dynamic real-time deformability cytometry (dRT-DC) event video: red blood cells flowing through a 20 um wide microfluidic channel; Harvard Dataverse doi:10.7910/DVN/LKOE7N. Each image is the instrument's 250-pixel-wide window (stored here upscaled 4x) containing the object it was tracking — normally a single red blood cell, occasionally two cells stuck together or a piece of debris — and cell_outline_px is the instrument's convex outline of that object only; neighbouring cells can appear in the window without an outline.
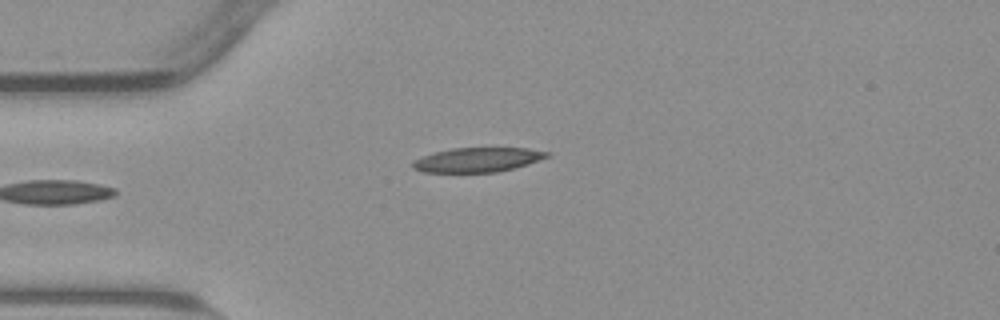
{"species": "common noctule bat (a hibernating species)", "species_latin": "Nyctalus noctula", "temperature_condition": "warm", "stored_images_in_passage": 41, "camera_frame_rate_fps": 3000, "um_per_image_px": 0.085, "animal": {"sex": "male", "body_mass_g": 23.1, "forearm_length_mm": 52.7}, "frame": {"image": 1, "passage_image": 1, "time_ms": 0.0, "image_size_px": [1000, 320], "cell_outline_px": [[552, 156], [516, 168], [496, 172], [424, 172], [412, 168], [412, 164], [416, 160], [424, 156], [436, 152], [452, 148], [528, 148], [552, 152]], "centroid_in_image_um": [40.69, 13.58], "position_along_channel_um": 44.3, "area_um2": 19.13}}
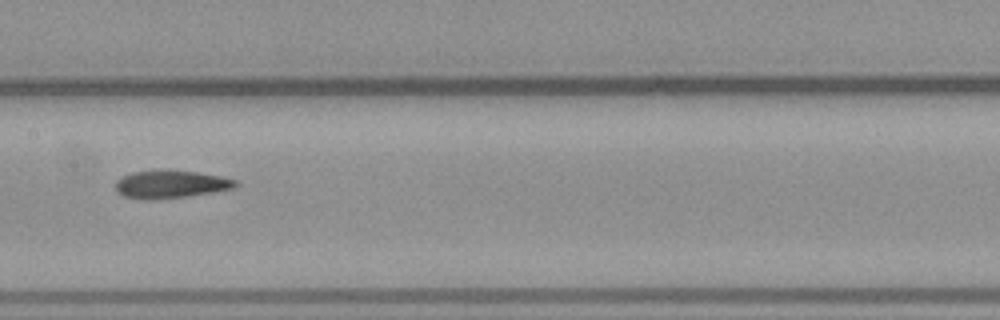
{"frame": {"image": 2, "passage_image": 14, "time_ms": 4.333, "image_size_px": [1000, 320], "cell_outline_px": [[240, 184], [236, 188], [212, 192], [184, 196], [148, 200], [124, 196], [116, 188], [116, 180], [132, 172], [196, 172], [220, 176], [236, 180]], "centroid_in_image_um": [14.57, 15.69], "position_along_channel_um": 192.8, "area_um2": 18.61}}
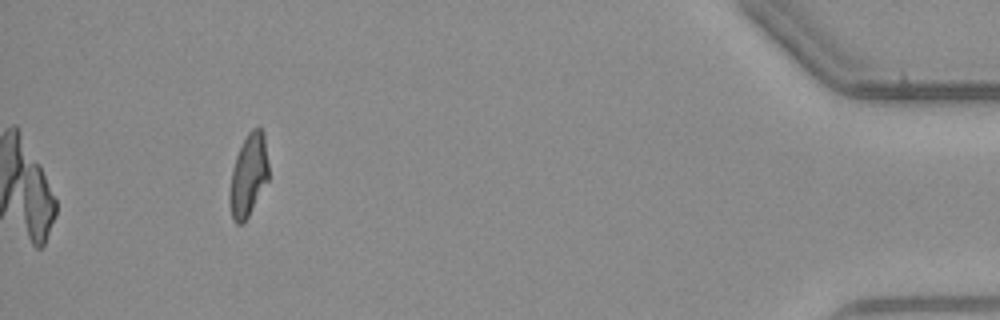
{"frame": {"image": 3, "passage_image": 37, "time_ms": 12.0, "image_size_px": [1000, 320], "cell_outline_px": [[268, 180], [248, 216], [240, 224], [236, 224], [232, 220], [228, 200], [228, 196], [232, 168], [236, 156], [248, 132], [252, 128], [260, 128], [264, 132], [268, 164]], "centroid_in_image_um": [21.1, 14.91], "position_along_channel_um": 414.1, "area_um2": 18.67}, "authors_computed_cell_mechanics": {"area_um2": 19.5364, "velocity_mm_per_s": 3.8244, "shape_relaxation_time_tau1_ms": null, "shape_relaxation_time_tau2_ms": 3.4523, "deformation_change_tau1": null, "deformation_change_tau2": 0.1243}}